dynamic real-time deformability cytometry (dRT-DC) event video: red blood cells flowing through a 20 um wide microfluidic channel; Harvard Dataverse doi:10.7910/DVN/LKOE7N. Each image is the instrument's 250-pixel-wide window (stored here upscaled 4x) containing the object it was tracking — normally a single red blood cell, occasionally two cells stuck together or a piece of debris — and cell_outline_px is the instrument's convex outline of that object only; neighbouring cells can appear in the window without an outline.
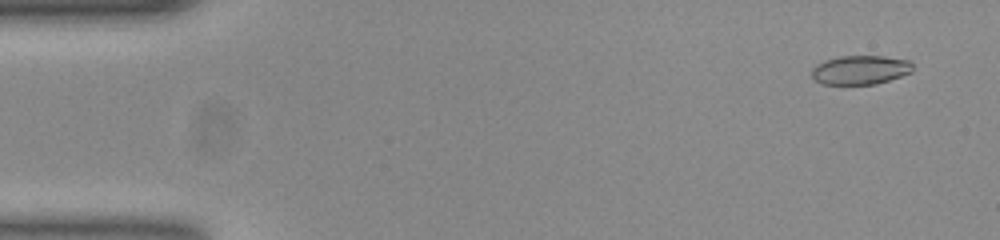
{"species": "common noctule bat (a hibernating species)", "species_latin": "Nyctalus noctula", "temperature_condition": "room temperature", "stored_images_in_passage": 50, "camera_frame_rate_fps": 3000, "um_per_image_px": 0.085, "animal": {"sex": "female", "body_mass_g": 23.0, "forearm_length_mm": 53.4}, "frame": {"image": 1, "passage_image": 1, "time_ms": 0.0, "image_size_px": [1000, 240], "cell_outline_px": [[912, 72], [876, 84], [820, 84], [812, 76], [812, 68], [816, 64], [824, 60], [840, 56], [884, 56], [908, 60], [912, 64]], "centroid_in_image_um": [73.1, 5.94], "position_along_channel_um": 11.9, "area_um2": 17.05}}
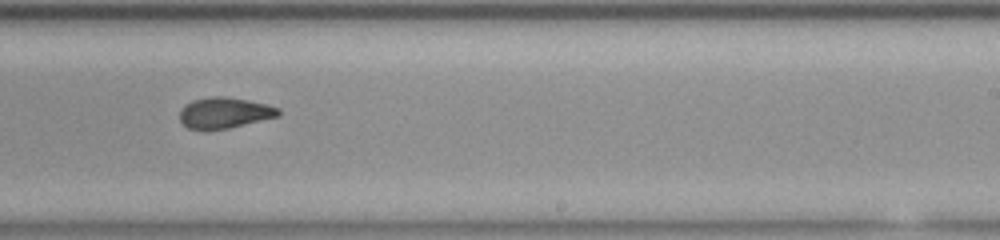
{"frame": {"image": 2, "passage_image": 30, "time_ms": 9.667, "image_size_px": [1000, 240], "cell_outline_px": [[280, 116], [228, 128], [188, 128], [180, 120], [180, 108], [184, 104], [192, 100], [212, 96], [224, 96], [248, 100], [268, 104], [280, 108]], "centroid_in_image_um": [19.11, 9.56], "position_along_channel_um": 269.9, "area_um2": 17.63}}
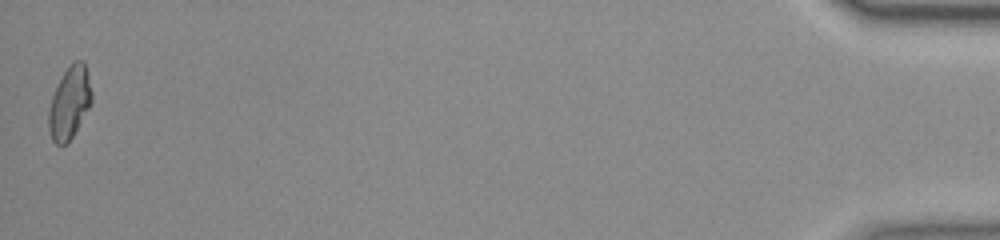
{"frame": {"image": 3, "passage_image": 50, "time_ms": 16.333, "image_size_px": [1000, 240], "cell_outline_px": [[92, 104], [68, 144], [56, 144], [52, 140], [48, 128], [48, 112], [52, 96], [64, 72], [76, 60], [84, 60], [92, 92]], "centroid_in_image_um": [5.92, 8.77], "position_along_channel_um": 429.3, "area_um2": 18.09}, "authors_computed_cell_mechanics": {"area_um2": 18.0336, "velocity_mm_per_s": 3.8952, "shape_relaxation_time_tau1_ms": 6.3306, "shape_relaxation_time_tau2_ms": 1.271, "deformation_change_tau1": 0.1941, "deformation_change_tau2": 0.0709}}